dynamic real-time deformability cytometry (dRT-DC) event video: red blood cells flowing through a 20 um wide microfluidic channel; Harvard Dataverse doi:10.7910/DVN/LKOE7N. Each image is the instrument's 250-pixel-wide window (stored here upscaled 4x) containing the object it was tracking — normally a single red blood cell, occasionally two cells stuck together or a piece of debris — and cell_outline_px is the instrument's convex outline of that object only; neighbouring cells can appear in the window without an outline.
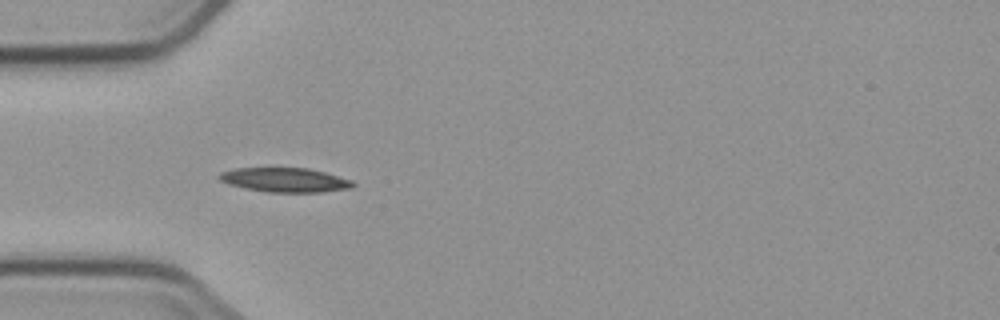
{"species": "common noctule bat (a hibernating species)", "species_latin": "Nyctalus noctula", "temperature_condition": "cold", "stored_images_in_passage": 4, "camera_frame_rate_fps": 3000, "um_per_image_px": 0.085, "animal": {"sex": "male", "body_mass_g": 23.1, "forearm_length_mm": 52.7}, "frame": {"image": 1, "passage_image": 3, "time_ms": 3.0, "image_size_px": [1000, 320], "cell_outline_px": [[356, 184], [352, 188], [320, 192], [268, 192], [244, 188], [228, 184], [220, 180], [216, 176], [220, 172], [232, 168], [308, 168], [324, 172], [352, 180]], "centroid_in_image_um": [24.19, 15.29], "position_along_channel_um": 60.8, "area_um2": 19.02}}
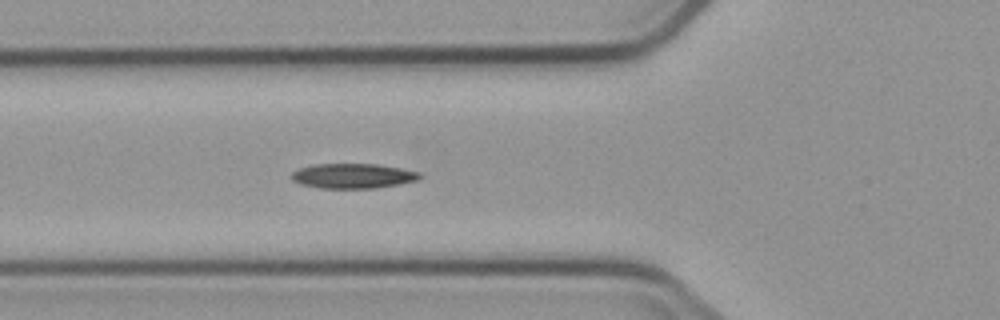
{"frame": {"image": 2, "passage_image": 4, "time_ms": 4.0, "image_size_px": [1000, 320], "cell_outline_px": [[424, 176], [420, 180], [400, 184], [376, 188], [320, 188], [300, 184], [292, 180], [288, 176], [292, 172], [300, 168], [312, 164], [376, 164], [400, 168], [420, 172]], "centroid_in_image_um": [30.01, 14.95], "position_along_channel_um": 95.8, "area_um2": 18.84}}